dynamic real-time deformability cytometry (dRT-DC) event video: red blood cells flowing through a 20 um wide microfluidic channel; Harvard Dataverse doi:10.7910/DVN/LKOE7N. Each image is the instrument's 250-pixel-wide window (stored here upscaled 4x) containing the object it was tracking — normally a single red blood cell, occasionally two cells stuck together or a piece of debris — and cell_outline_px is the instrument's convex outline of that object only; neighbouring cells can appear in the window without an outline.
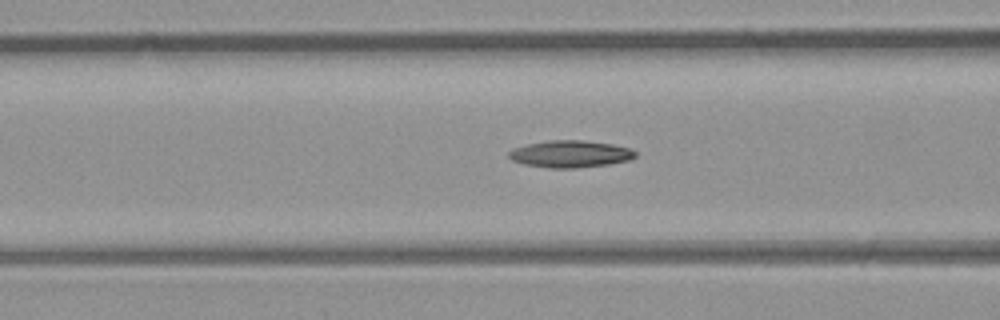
{"species": "common noctule bat (a hibernating species)", "species_latin": "Nyctalus noctula", "temperature_condition": "room temperature", "stored_images_in_passage": 48, "camera_frame_rate_fps": 3000, "um_per_image_px": 0.085, "animal": {"sex": "male", "body_mass_g": 23.1, "forearm_length_mm": 52.7}, "frame": {"image": 1, "passage_image": 19, "time_ms": 6.0, "image_size_px": [1000, 320], "cell_outline_px": [[636, 156], [628, 160], [608, 164], [576, 168], [548, 168], [524, 164], [512, 160], [508, 156], [508, 152], [512, 148], [528, 144], [552, 140], [580, 140], [612, 144], [628, 148], [636, 152]], "centroid_in_image_um": [48.44, 13.09], "position_along_channel_um": 118.2, "area_um2": 19.77}}
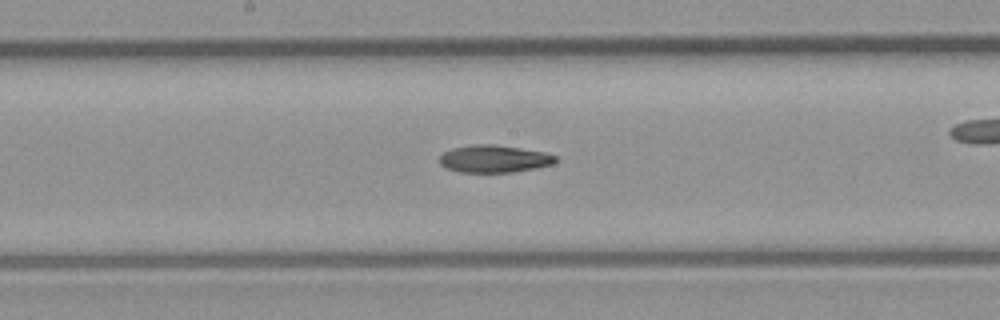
{"frame": {"image": 2, "passage_image": 25, "time_ms": 8.0, "image_size_px": [1000, 320], "cell_outline_px": [[556, 160], [552, 164], [536, 168], [512, 172], [460, 172], [448, 168], [440, 164], [440, 156], [444, 152], [452, 148], [472, 144], [496, 144], [544, 152], [556, 156]], "centroid_in_image_um": [41.99, 13.49], "position_along_channel_um": 206.2, "area_um2": 18.44}}
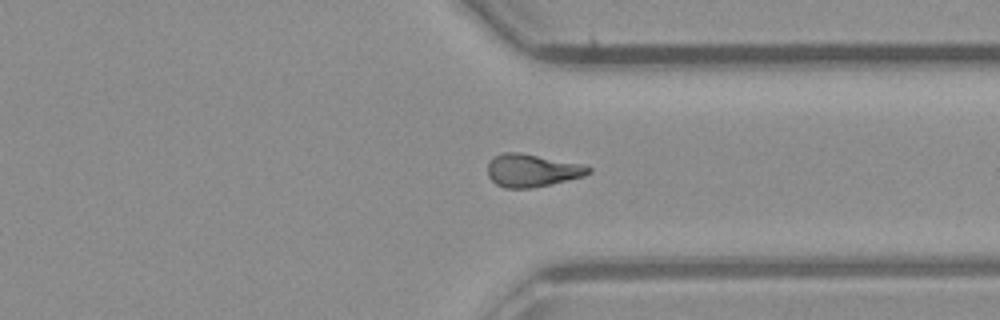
{"frame": {"image": 3, "passage_image": 36, "time_ms": 11.667, "image_size_px": [1000, 320], "cell_outline_px": [[592, 172], [584, 176], [548, 184], [528, 188], [504, 188], [496, 184], [488, 176], [488, 164], [496, 156], [504, 152], [520, 152], [580, 164], [592, 168]], "centroid_in_image_um": [45.21, 14.48], "position_along_channel_um": 366.2, "area_um2": 18.9}}